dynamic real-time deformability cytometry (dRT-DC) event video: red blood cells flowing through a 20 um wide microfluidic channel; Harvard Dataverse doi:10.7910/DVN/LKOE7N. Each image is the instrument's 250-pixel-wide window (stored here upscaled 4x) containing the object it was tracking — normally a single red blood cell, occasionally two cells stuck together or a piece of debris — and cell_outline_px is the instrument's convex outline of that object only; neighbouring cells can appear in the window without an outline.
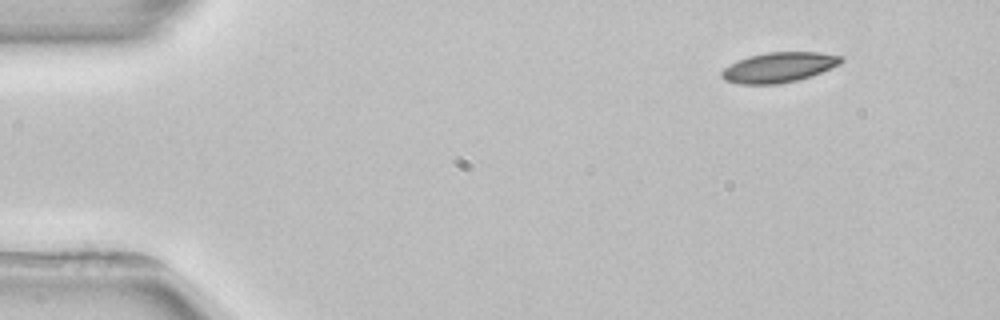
{"species": "common noctule bat (a hibernating species)", "species_latin": "Nyctalus noctula", "temperature_condition": "room temperature", "stored_images_in_passage": 4, "camera_frame_rate_fps": 3000, "um_per_image_px": 0.085, "animal": {"sex": "female", "body_mass_g": 22.7, "forearm_length_mm": 54.2}, "frame": {"image": 1, "passage_image": 1, "time_ms": 0.0, "image_size_px": [1000, 320], "cell_outline_px": [[844, 60], [840, 64], [812, 76], [796, 80], [776, 84], [740, 84], [724, 80], [720, 76], [720, 72], [724, 68], [736, 60], [748, 56], [768, 52], [820, 52], [844, 56]], "centroid_in_image_um": [66.2, 5.71], "position_along_channel_um": 18.8, "area_um2": 21.1}}
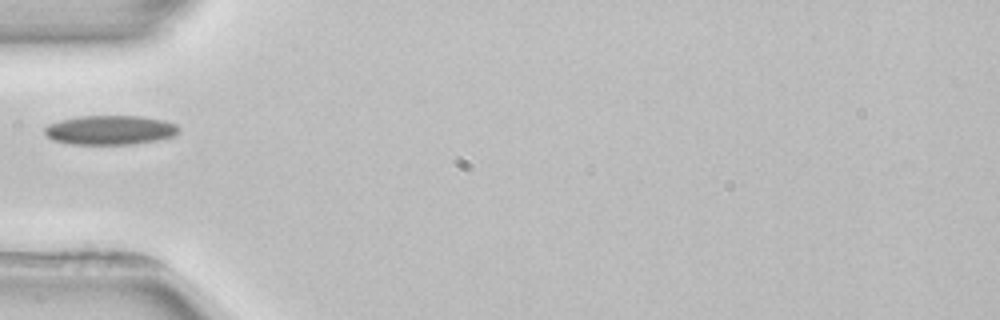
{"frame": {"image": 2, "passage_image": 4, "time_ms": 4.0, "image_size_px": [1000, 320], "cell_outline_px": [[180, 132], [176, 136], [156, 140], [132, 144], [72, 144], [52, 140], [44, 132], [44, 128], [48, 124], [60, 120], [80, 116], [140, 116], [164, 120], [176, 124], [180, 128]], "centroid_in_image_um": [9.39, 11.05], "position_along_channel_um": 75.6, "area_um2": 23.0}}